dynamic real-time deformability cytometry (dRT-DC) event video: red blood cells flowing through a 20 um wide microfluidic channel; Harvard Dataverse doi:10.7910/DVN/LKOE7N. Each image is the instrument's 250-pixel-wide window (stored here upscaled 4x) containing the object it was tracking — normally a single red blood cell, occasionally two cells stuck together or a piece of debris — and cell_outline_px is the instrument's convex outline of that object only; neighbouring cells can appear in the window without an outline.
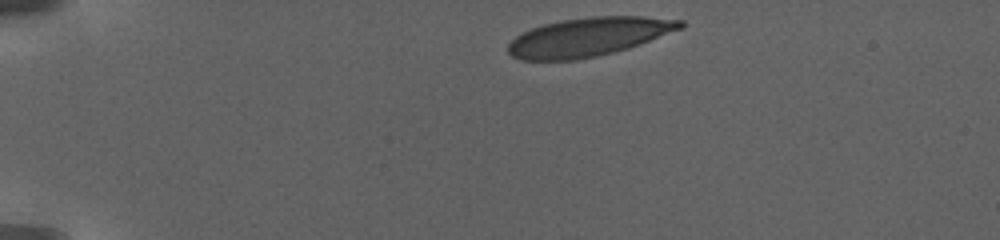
{"species": "human", "species_latin": "Homo sapiens", "temperature_condition": "warm", "stored_images_in_passage": 45, "camera_frame_rate_fps": 3000, "um_per_image_px": 0.085, "donor": {"sex": "female"}, "frame": {"image": 1, "passage_image": 1, "time_ms": 0.0, "image_size_px": [1000, 240], "cell_outline_px": [[684, 28], [628, 48], [596, 56], [572, 60], [520, 60], [512, 56], [508, 52], [508, 44], [516, 36], [532, 28], [544, 24], [564, 20], [592, 16], [644, 16], [684, 20]], "centroid_in_image_um": [50.06, 3.13], "position_along_channel_um": 34.9, "area_um2": 38.61}}
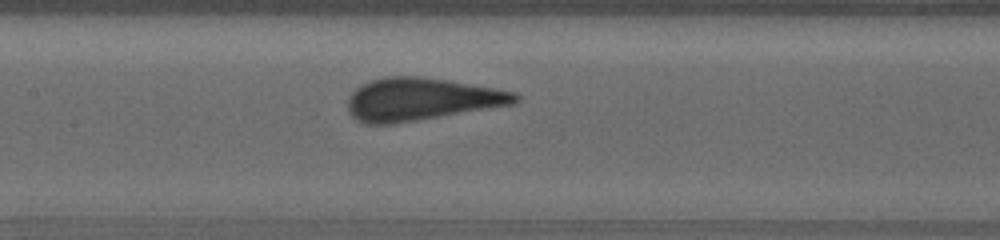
{"frame": {"image": 2, "passage_image": 15, "time_ms": 7.333, "image_size_px": [1000, 240], "cell_outline_px": [[520, 100], [512, 104], [392, 124], [368, 124], [356, 120], [348, 112], [348, 96], [360, 84], [368, 80], [384, 76], [420, 76], [448, 80], [492, 88], [512, 92], [520, 96]], "centroid_in_image_um": [35.71, 8.42], "position_along_channel_um": 171.7, "area_um2": 41.27}}
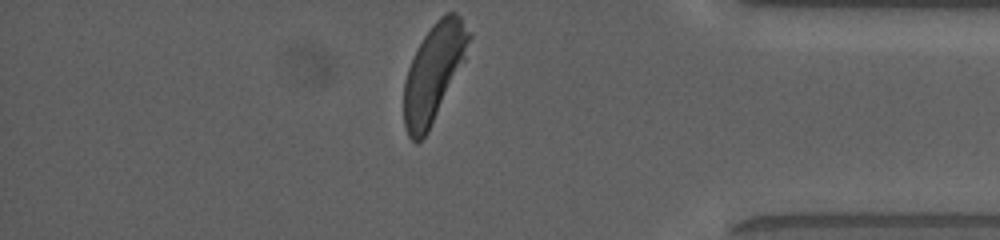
{"frame": {"image": 3, "passage_image": 45, "time_ms": 16.0, "image_size_px": [1000, 240], "cell_outline_px": [[472, 36], [464, 60], [428, 132], [416, 144], [408, 136], [404, 124], [404, 80], [408, 68], [424, 36], [432, 24], [440, 16], [448, 12], [456, 12], [460, 16], [472, 32]], "centroid_in_image_um": [36.87, 6.15], "position_along_channel_um": 398.3, "area_um2": 36.53}, "authors_computed_cell_mechanics": {"area_um2": 40.6334, "velocity_mm_per_s": 2.8584, "shape_relaxation_time_tau1_ms": 4.0647, "shape_relaxation_time_tau2_ms": null, "deformation_change_tau1": 0.175, "deformation_change_tau2": null}}